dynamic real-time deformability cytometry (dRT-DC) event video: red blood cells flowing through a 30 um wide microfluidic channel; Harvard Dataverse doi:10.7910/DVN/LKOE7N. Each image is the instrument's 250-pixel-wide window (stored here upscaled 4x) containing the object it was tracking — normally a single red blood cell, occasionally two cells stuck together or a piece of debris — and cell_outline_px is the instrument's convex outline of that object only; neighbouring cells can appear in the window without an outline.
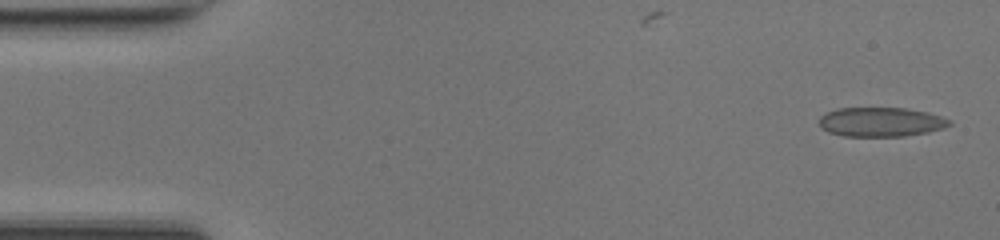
{"species": "common noctule bat (a hibernating species)", "species_latin": "Nyctalus noctula", "temperature_condition": "room temperature", "stored_images_in_passage": 48, "camera_frame_rate_fps": 3000, "um_per_image_px": 0.085, "animal": {"sex": "female", "body_mass_g": 17.0, "forearm_length_mm": 48.0}, "frame": {"image": 1, "passage_image": 1, "time_ms": 0.0, "image_size_px": [1000, 240], "cell_outline_px": [[952, 124], [944, 128], [928, 132], [904, 136], [844, 136], [828, 132], [820, 128], [820, 116], [836, 108], [908, 108], [928, 112], [952, 120]], "centroid_in_image_um": [74.9, 10.36], "position_along_channel_um": 10.1, "area_um2": 22.37}}
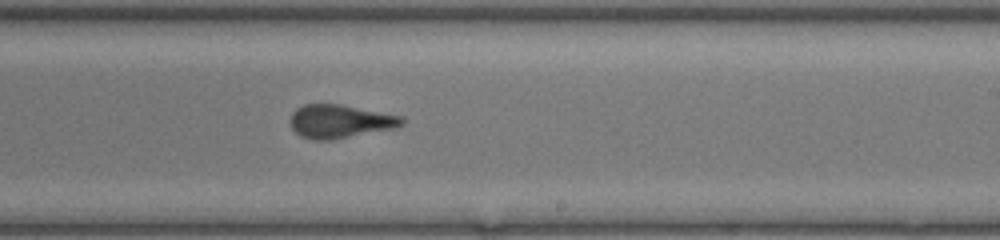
{"frame": {"image": 2, "passage_image": 28, "time_ms": 9.0, "image_size_px": [1000, 240], "cell_outline_px": [[404, 124], [396, 128], [332, 140], [312, 140], [300, 136], [292, 128], [288, 120], [292, 112], [296, 108], [304, 104], [340, 104], [400, 116], [404, 120]], "centroid_in_image_um": [28.85, 10.32], "position_along_channel_um": 260.1, "area_um2": 21.85}}
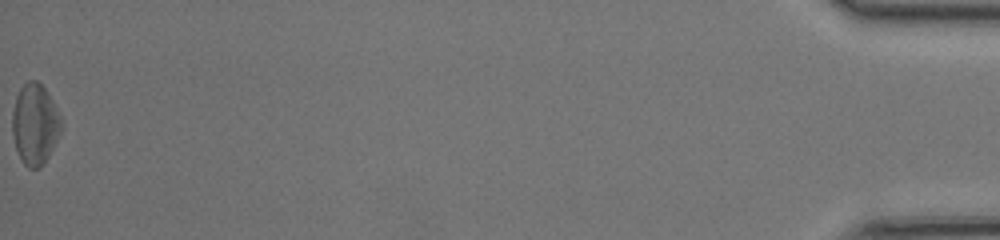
{"frame": {"image": 3, "passage_image": 48, "time_ms": 15.667, "image_size_px": [1000, 240], "cell_outline_px": [[64, 124], [48, 156], [40, 168], [28, 168], [20, 160], [16, 148], [12, 132], [12, 112], [16, 96], [20, 88], [28, 80], [36, 80], [44, 88], [52, 100]], "centroid_in_image_um": [2.96, 10.56], "position_along_channel_um": 432.2, "area_um2": 22.95}, "authors_computed_cell_mechanics": {"area_um2": 22.0796, "velocity_mm_per_s": 4.2308, "shape_relaxation_time_tau1_ms": null, "shape_relaxation_time_tau2_ms": 0.8479, "deformation_change_tau1": null, "deformation_change_tau2": 0.0577}}